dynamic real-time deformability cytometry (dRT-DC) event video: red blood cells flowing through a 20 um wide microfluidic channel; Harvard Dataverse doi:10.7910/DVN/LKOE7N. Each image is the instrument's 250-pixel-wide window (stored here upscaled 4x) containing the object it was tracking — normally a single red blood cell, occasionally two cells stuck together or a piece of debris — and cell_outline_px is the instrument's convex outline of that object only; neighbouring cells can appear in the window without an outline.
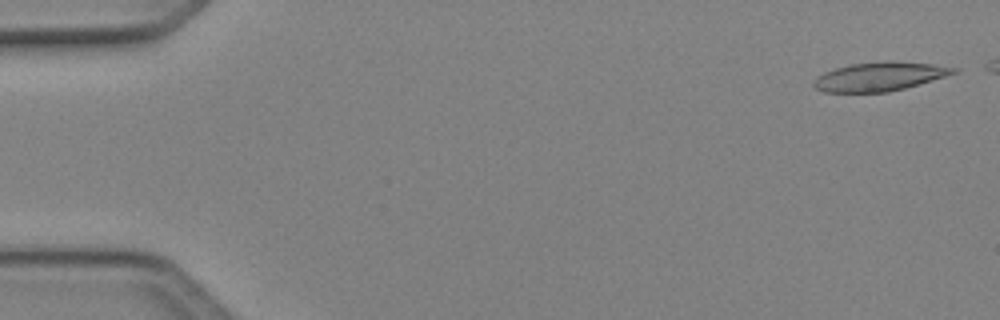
{"species": "Egyptian fruit bat (a non-hibernating species)", "species_latin": "Rousettus aegyptiacus", "temperature_condition": "cold", "stored_images_in_passage": 45, "camera_frame_rate_fps": 3000, "um_per_image_px": 0.085, "animal": {"sex": "female"}, "frame": {"image": 1, "passage_image": 2, "time_ms": 0.333, "image_size_px": [1000, 320], "cell_outline_px": [[960, 68], [956, 72], [932, 80], [904, 88], [888, 92], [824, 92], [816, 88], [812, 84], [812, 80], [816, 76], [824, 72], [848, 64], [888, 60], [892, 60], [932, 64]], "centroid_in_image_um": [74.72, 6.49], "position_along_channel_um": 10.3, "area_um2": 23.58}}
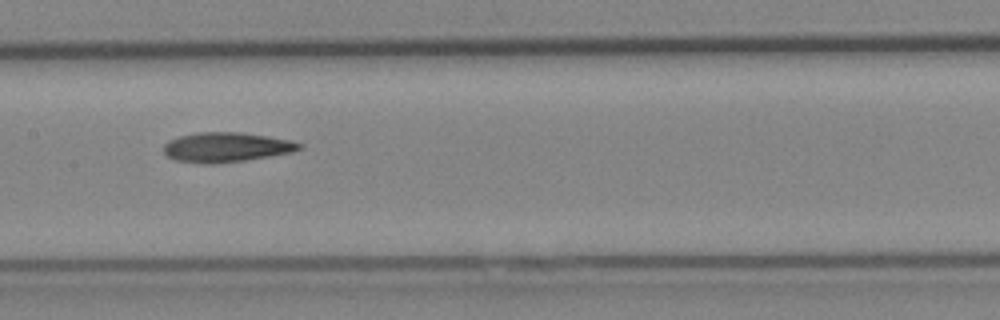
{"frame": {"image": 2, "passage_image": 25, "time_ms": 8.0, "image_size_px": [1000, 320], "cell_outline_px": [[304, 148], [292, 152], [244, 160], [216, 164], [204, 164], [176, 160], [168, 156], [164, 152], [164, 144], [168, 140], [180, 136], [196, 132], [240, 132], [268, 136], [292, 140], [304, 144]], "centroid_in_image_um": [19.26, 12.51], "position_along_channel_um": 188.1, "area_um2": 23.58}}
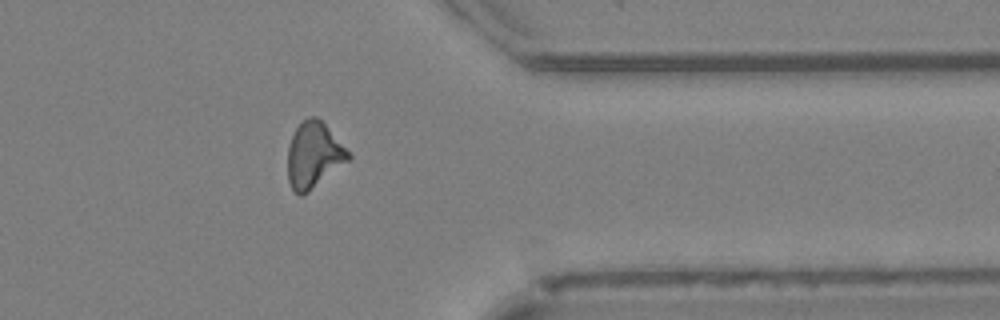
{"frame": {"image": 3, "passage_image": 40, "time_ms": 13.0, "image_size_px": [1000, 320], "cell_outline_px": [[352, 156], [348, 160], [308, 192], [300, 196], [292, 188], [288, 180], [288, 144], [296, 128], [308, 116], [316, 116], [324, 120]], "centroid_in_image_um": [26.66, 13.14], "position_along_channel_um": 384.7, "area_um2": 23.18}}